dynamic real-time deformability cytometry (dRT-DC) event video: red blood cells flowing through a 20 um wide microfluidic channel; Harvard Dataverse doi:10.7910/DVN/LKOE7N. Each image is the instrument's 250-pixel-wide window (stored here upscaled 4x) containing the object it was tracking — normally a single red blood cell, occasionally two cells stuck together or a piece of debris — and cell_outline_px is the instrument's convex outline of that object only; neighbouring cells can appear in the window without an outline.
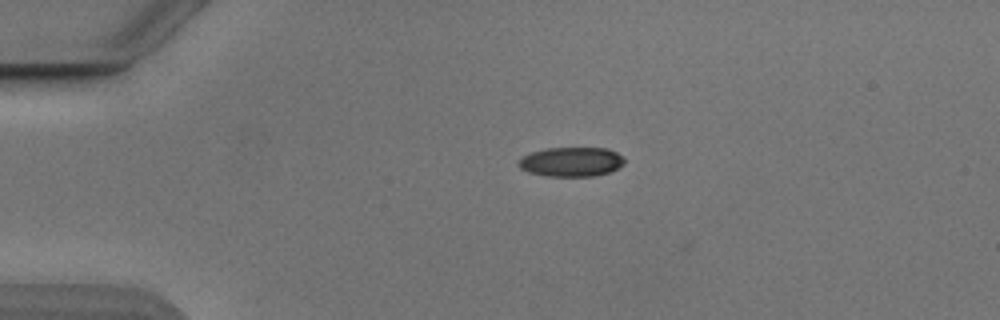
{"species": "Egyptian fruit bat (a non-hibernating species)", "species_latin": "Rousettus aegyptiacus", "temperature_condition": "cold", "stored_images_in_passage": 2, "camera_frame_rate_fps": 3000, "um_per_image_px": 0.085, "animal": {"sex": "male"}, "frame": {"image": 1, "passage_image": 1, "time_ms": 0.0, "image_size_px": [1000, 320], "cell_outline_px": [[624, 164], [608, 172], [592, 176], [548, 176], [528, 172], [520, 168], [520, 156], [532, 152], [548, 148], [608, 148], [616, 152], [624, 160]], "centroid_in_image_um": [48.54, 13.75], "position_along_channel_um": 36.5, "area_um2": 17.92}}